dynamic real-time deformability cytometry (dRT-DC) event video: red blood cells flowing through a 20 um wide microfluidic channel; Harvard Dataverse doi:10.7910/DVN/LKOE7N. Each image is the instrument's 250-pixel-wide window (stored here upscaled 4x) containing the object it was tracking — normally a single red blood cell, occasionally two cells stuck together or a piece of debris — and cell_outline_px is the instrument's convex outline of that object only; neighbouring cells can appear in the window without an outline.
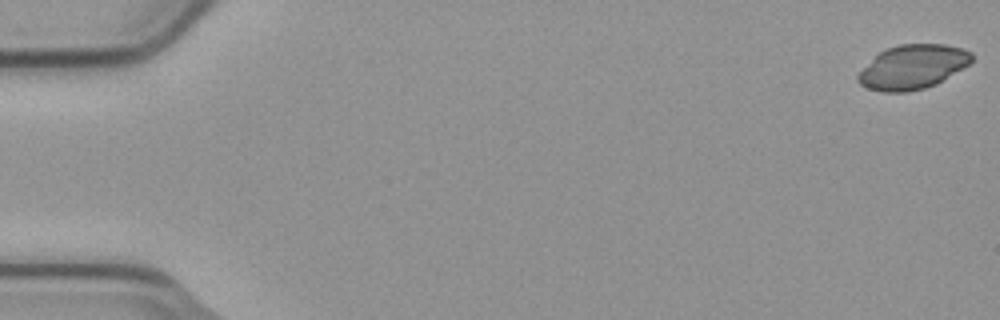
{"species": "common noctule bat (a hibernating species)", "species_latin": "Nyctalus noctula", "temperature_condition": "cold", "stored_images_in_passage": 9, "camera_frame_rate_fps": 3000, "um_per_image_px": 0.085, "animal": {"sex": "male", "body_mass_g": 23.1, "forearm_length_mm": 52.7}, "frame": {"image": 1, "passage_image": 1, "time_ms": 0.0, "image_size_px": [1000, 320], "cell_outline_px": [[972, 60], [968, 64], [936, 84], [924, 88], [908, 92], [884, 92], [868, 88], [860, 84], [856, 80], [856, 76], [884, 48], [900, 44], [944, 44], [960, 48], [972, 52]], "centroid_in_image_um": [77.56, 5.69], "position_along_channel_um": 7.4, "area_um2": 28.96}}